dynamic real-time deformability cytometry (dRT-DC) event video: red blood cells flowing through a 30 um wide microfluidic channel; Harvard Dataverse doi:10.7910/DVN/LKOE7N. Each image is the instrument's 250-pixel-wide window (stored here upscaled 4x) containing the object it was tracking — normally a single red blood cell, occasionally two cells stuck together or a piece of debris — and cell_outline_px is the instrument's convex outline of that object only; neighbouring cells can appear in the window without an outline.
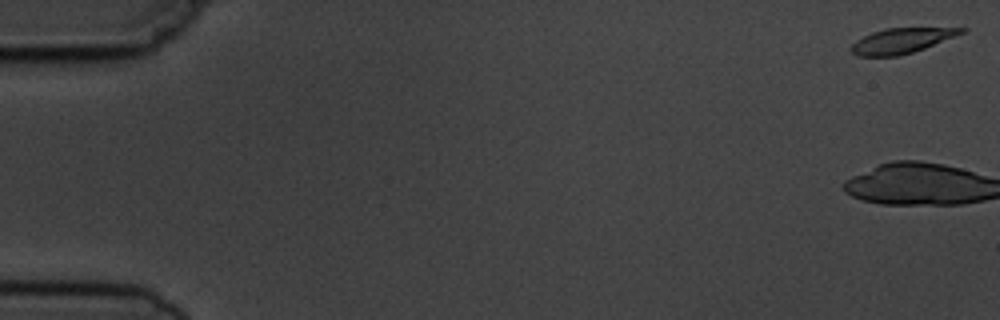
{"species": "common noctule bat (a hibernating species)", "species_latin": "Nyctalus noctula", "temperature_condition": "cold", "stored_images_in_passage": 7, "camera_frame_rate_fps": 3000, "um_per_image_px": 0.085, "animal": {"sex": "male", "body_mass_g": 19.5, "forearm_length_mm": 54.6}, "frame": {"image": 1, "passage_image": 1, "time_ms": 0.0, "image_size_px": [1000, 320], "cell_outline_px": [[968, 28], [964, 32], [924, 48], [912, 52], [896, 56], [856, 56], [848, 48], [856, 40], [872, 32], [884, 28]], "centroid_in_image_um": [76.55, 3.46], "position_along_channel_um": 8.5, "area_um2": 15.9}}